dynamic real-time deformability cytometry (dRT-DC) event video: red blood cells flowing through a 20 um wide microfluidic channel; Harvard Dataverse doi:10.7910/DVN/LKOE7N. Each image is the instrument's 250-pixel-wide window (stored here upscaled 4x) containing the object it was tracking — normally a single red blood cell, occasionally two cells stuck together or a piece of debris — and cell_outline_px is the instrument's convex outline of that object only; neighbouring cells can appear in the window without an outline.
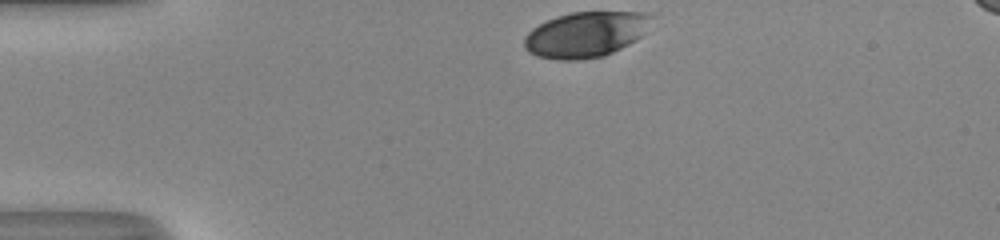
{"species": "human", "species_latin": "Homo sapiens", "temperature_condition": "room temperature", "stored_images_in_passage": 32, "camera_frame_rate_fps": 3000, "um_per_image_px": 0.085, "donor": {"sex": "male"}, "frame": {"image": 1, "passage_image": 1, "time_ms": 0.0, "image_size_px": [1000, 240], "cell_outline_px": [[656, 16], [644, 32], [640, 36], [628, 44], [604, 56], [580, 60], [556, 60], [536, 56], [528, 52], [524, 48], [524, 36], [532, 28], [556, 16], [572, 12], [644, 12]], "centroid_in_image_um": [49.77, 2.93], "position_along_channel_um": 35.2, "area_um2": 33.87}}
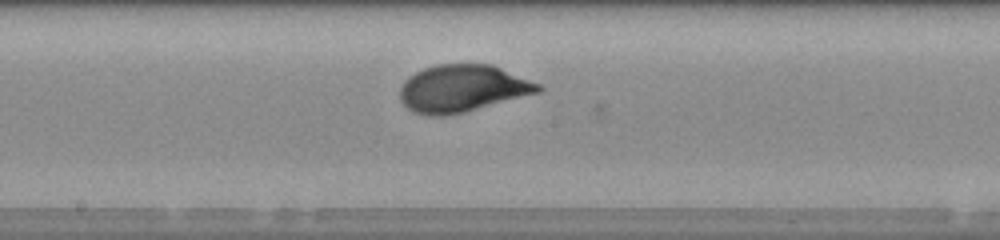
{"frame": {"image": 2, "passage_image": 18, "time_ms": 5.667, "image_size_px": [1000, 240], "cell_outline_px": [[544, 88], [540, 92], [464, 112], [444, 116], [428, 116], [412, 112], [400, 100], [400, 88], [404, 80], [408, 76], [424, 68], [436, 64], [492, 64], [540, 84]], "centroid_in_image_um": [39.28, 7.52], "position_along_channel_um": 208.9, "area_um2": 38.09}}
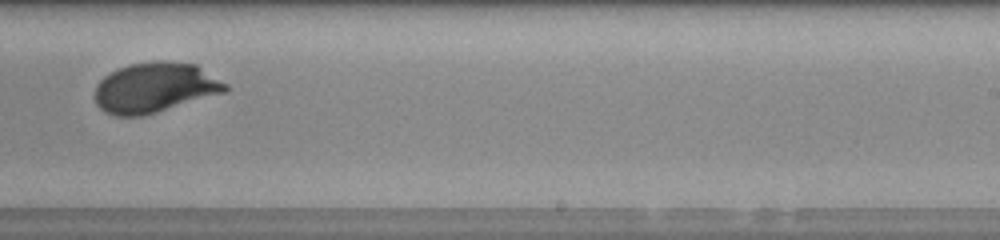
{"frame": {"image": 3, "passage_image": 23, "time_ms": 7.333, "image_size_px": [1000, 240], "cell_outline_px": [[228, 88], [224, 92], [156, 112], [140, 116], [116, 116], [104, 112], [96, 104], [96, 84], [104, 76], [128, 64], [156, 60], [168, 60], [196, 64], [228, 84]], "centroid_in_image_um": [13.16, 7.43], "position_along_channel_um": 275.8, "area_um2": 37.97}, "authors_computed_cell_mechanics": {"area_um2": 37.5411, "velocity_mm_per_s": 4.0234, "shape_relaxation_time_tau1_ms": 3.0757, "shape_relaxation_time_tau2_ms": null, "deformation_change_tau1": 0.1561, "deformation_change_tau2": null}}